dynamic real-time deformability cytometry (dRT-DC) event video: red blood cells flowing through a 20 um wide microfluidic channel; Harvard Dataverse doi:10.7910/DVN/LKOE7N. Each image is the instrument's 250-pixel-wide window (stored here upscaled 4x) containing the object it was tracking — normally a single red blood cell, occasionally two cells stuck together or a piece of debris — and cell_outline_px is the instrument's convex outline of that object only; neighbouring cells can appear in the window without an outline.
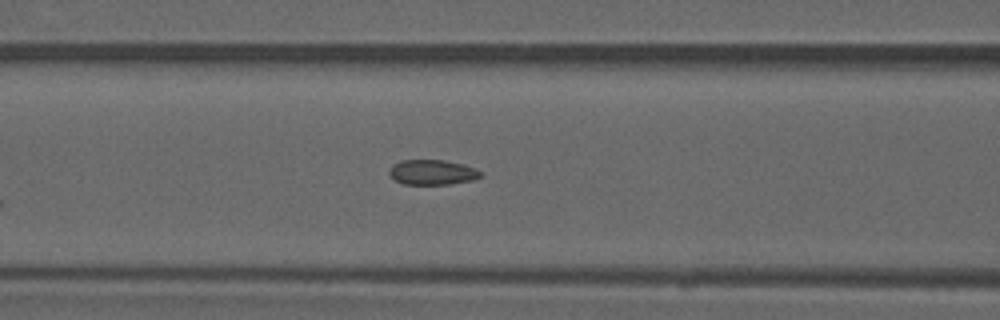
{"species": "common noctule bat (a hibernating species)", "species_latin": "Nyctalus noctula", "temperature_condition": "warm", "stored_images_in_passage": 5, "camera_frame_rate_fps": 3000, "um_per_image_px": 0.085, "animal": {"sex": "male", "forearm_length_mm": 52.5}, "frame": {"image": 1, "passage_image": 5, "time_ms": 4.667, "image_size_px": [1000, 320], "cell_outline_px": [[484, 176], [472, 180], [448, 184], [404, 184], [396, 180], [388, 172], [388, 168], [392, 164], [400, 160], [444, 160], [476, 168], [484, 172]], "centroid_in_image_um": [36.76, 14.63], "position_along_channel_um": 129.8, "area_um2": 13.41}}